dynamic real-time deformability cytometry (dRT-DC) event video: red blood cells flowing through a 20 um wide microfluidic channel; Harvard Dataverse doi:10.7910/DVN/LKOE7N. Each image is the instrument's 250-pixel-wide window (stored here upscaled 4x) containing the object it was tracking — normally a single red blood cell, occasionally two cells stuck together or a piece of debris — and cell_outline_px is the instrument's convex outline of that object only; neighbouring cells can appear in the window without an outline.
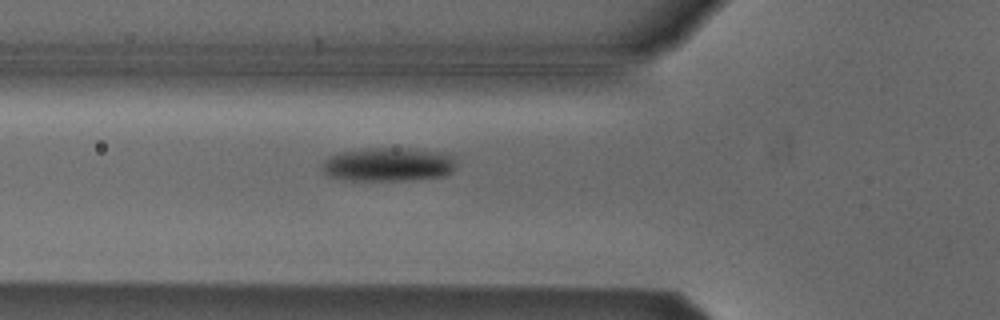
{"species": "Egyptian fruit bat (a non-hibernating species)", "species_latin": "Rousettus aegyptiacus", "temperature_condition": "cold", "stored_images_in_passage": 39, "camera_frame_rate_fps": 3000, "um_per_image_px": 0.085, "animal": {"sex": "male"}, "frame": {"image": 1, "passage_image": 4, "time_ms": 1.0, "image_size_px": [1000, 320], "cell_outline_px": [[456, 164], [452, 172], [444, 176], [408, 180], [348, 180], [328, 176], [320, 168], [320, 164], [324, 160], [340, 152], [360, 148], [408, 148], [440, 152], [452, 156]], "centroid_in_image_um": [32.97, 13.97], "position_along_channel_um": 92.8, "area_um2": 26.53}}
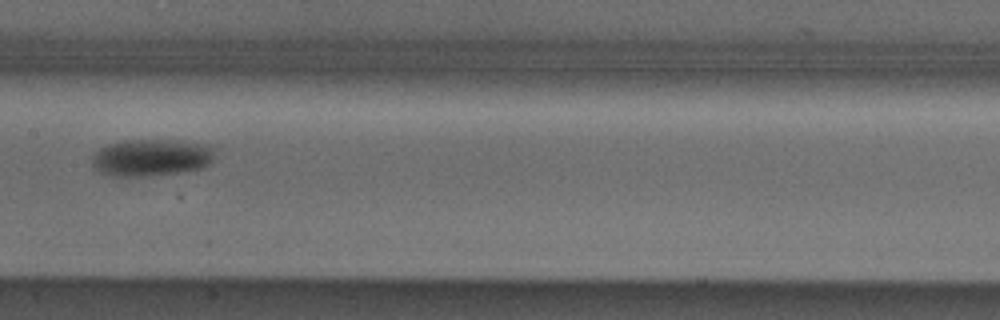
{"frame": {"image": 2, "passage_image": 12, "time_ms": 3.667, "image_size_px": [1000, 320], "cell_outline_px": [[212, 160], [208, 164], [200, 168], [180, 172], [148, 176], [116, 176], [100, 172], [92, 164], [92, 156], [100, 148], [108, 144], [120, 140], [180, 140], [208, 144], [212, 148]], "centroid_in_image_um": [12.84, 13.37], "position_along_channel_um": 194.6, "area_um2": 26.41}}
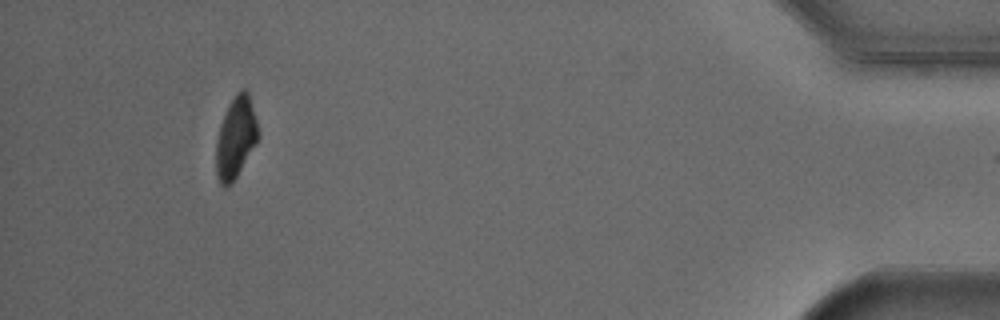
{"frame": {"image": 3, "passage_image": 35, "time_ms": 11.333, "image_size_px": [1000, 320], "cell_outline_px": [[260, 136], [256, 144], [232, 184], [224, 188], [220, 184], [216, 176], [216, 140], [220, 124], [228, 104], [236, 92], [240, 88], [244, 88], [248, 92], [256, 120]], "centroid_in_image_um": [20.03, 11.71], "position_along_channel_um": 415.2, "area_um2": 20.17}, "authors_computed_cell_mechanics": {"area_um2": 24.9118, "velocity_mm_per_s": 3.8086, "shape_relaxation_time_tau1_ms": 1.9545, "shape_relaxation_time_tau2_ms": null, "deformation_change_tau1": 0.0896, "deformation_change_tau2": null}}